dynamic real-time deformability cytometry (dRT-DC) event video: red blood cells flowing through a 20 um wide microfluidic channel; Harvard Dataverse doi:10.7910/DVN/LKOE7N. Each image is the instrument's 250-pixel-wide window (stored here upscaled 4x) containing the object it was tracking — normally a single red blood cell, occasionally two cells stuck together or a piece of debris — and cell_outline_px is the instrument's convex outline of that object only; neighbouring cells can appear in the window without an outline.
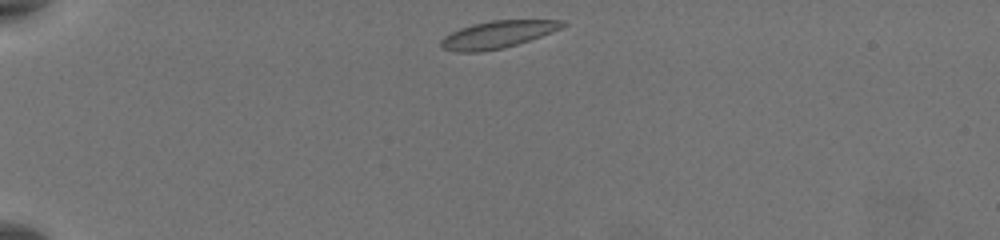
{"species": "common noctule bat (a hibernating species)", "species_latin": "Nyctalus noctula", "temperature_condition": "warm", "stored_images_in_passage": 33, "camera_frame_rate_fps": 3000, "um_per_image_px": 0.085, "animal": {"sex": "female", "body_mass_g": 19.5, "forearm_length_mm": 54.1}, "frame": {"image": 1, "passage_image": 1, "time_ms": 0.0, "image_size_px": [1000, 240], "cell_outline_px": [[568, 24], [552, 32], [504, 48], [480, 52], [456, 52], [440, 48], [440, 40], [444, 36], [460, 28], [472, 24], [492, 20], [564, 20]], "centroid_in_image_um": [42.26, 2.94], "position_along_channel_um": 42.7, "area_um2": 19.31}}
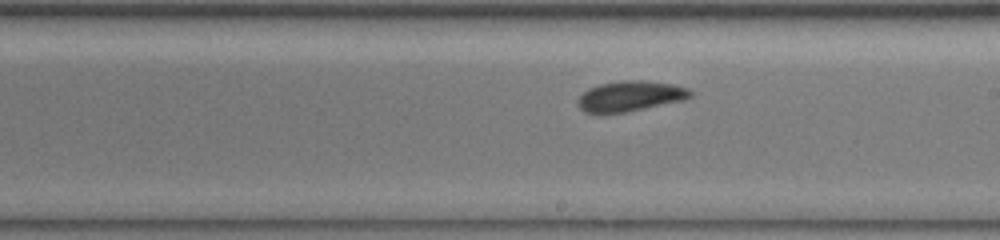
{"frame": {"image": 2, "passage_image": 15, "time_ms": 4.667, "image_size_px": [1000, 240], "cell_outline_px": [[692, 96], [684, 100], [624, 112], [584, 112], [576, 104], [576, 100], [588, 88], [600, 84], [624, 80], [640, 80], [672, 84], [688, 88], [692, 92]], "centroid_in_image_um": [53.56, 8.16], "position_along_channel_um": 235.4, "area_um2": 19.65}}
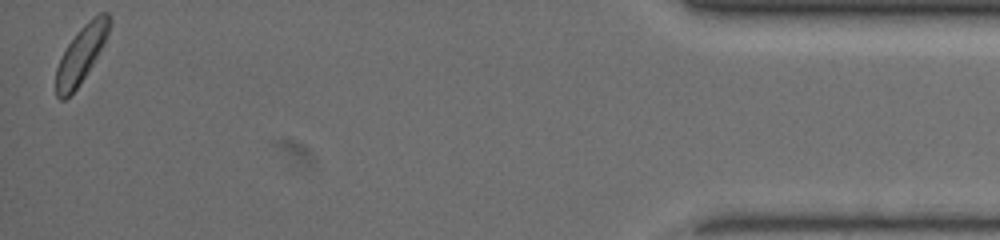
{"frame": {"image": 3, "passage_image": 33, "time_ms": 10.667, "image_size_px": [1000, 240], "cell_outline_px": [[112, 20], [108, 36], [104, 44], [80, 84], [64, 100], [60, 100], [56, 96], [56, 68], [68, 44], [76, 32], [92, 16], [100, 12], [108, 12]], "centroid_in_image_um": [6.93, 4.57], "position_along_channel_um": 428.3, "area_um2": 17.63}, "authors_computed_cell_mechanics": {"area_um2": 19.3052, "velocity_mm_per_s": 3.7939, "shape_relaxation_time_tau1_ms": 2.2738, "shape_relaxation_time_tau2_ms": 0.8395, "deformation_change_tau1": 0.0684, "deformation_change_tau2": 0.0557}}